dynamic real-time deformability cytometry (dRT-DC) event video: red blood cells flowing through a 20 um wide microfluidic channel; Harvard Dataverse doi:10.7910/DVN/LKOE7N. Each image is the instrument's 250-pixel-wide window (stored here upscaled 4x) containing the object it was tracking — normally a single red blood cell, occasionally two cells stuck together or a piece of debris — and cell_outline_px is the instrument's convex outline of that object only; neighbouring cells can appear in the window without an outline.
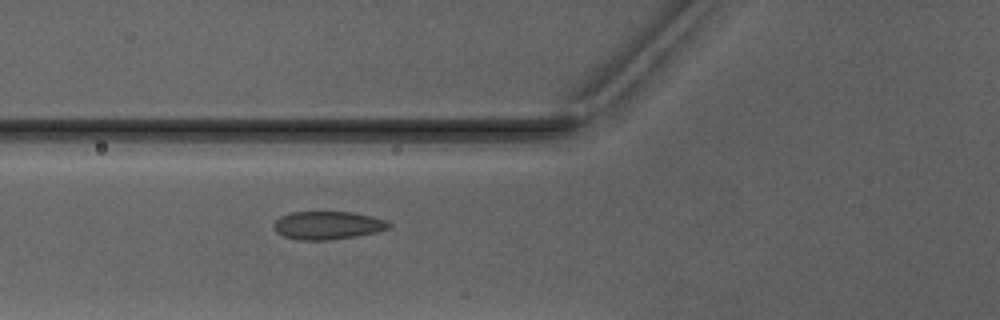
{"species": "Egyptian fruit bat (a non-hibernating species)", "species_latin": "Rousettus aegyptiacus", "temperature_condition": "warm", "stored_images_in_passage": 3, "camera_frame_rate_fps": 3000, "um_per_image_px": 0.085, "animal": {"sex": "male"}, "frame": {"image": 1, "passage_image": 3, "time_ms": 2.333, "image_size_px": [1000, 320], "cell_outline_px": [[392, 228], [376, 232], [356, 236], [328, 240], [296, 240], [284, 236], [276, 232], [272, 224], [280, 216], [292, 212], [352, 212], [372, 216], [384, 220], [392, 224]], "centroid_in_image_um": [27.85, 19.15], "position_along_channel_um": 98.0, "area_um2": 18.96}}